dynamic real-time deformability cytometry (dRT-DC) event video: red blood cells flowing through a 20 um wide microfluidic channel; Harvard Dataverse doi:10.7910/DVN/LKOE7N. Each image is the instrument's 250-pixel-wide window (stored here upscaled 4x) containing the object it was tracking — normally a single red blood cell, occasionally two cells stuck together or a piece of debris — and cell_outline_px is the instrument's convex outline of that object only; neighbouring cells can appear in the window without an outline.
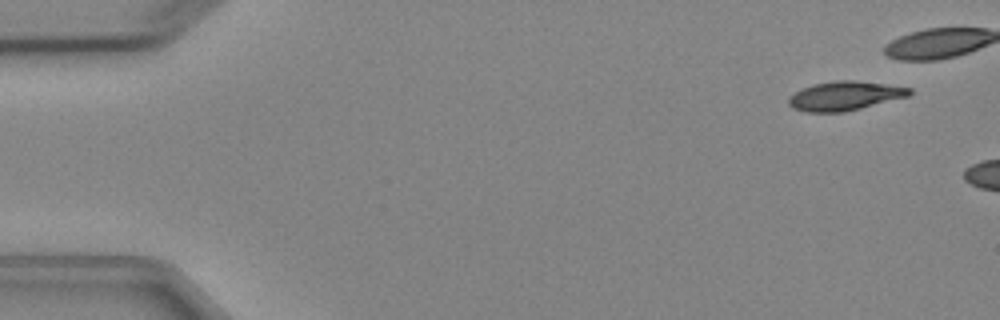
{"species": "Egyptian fruit bat (a non-hibernating species)", "species_latin": "Rousettus aegyptiacus", "temperature_condition": "cold", "stored_images_in_passage": 3, "camera_frame_rate_fps": 3000, "um_per_image_px": 0.085, "animal": {"sex": "female"}, "frame": {"image": 1, "passage_image": 1, "time_ms": 0.0, "image_size_px": [1000, 320], "cell_outline_px": [[912, 92], [908, 96], [844, 112], [804, 112], [792, 108], [788, 104], [788, 96], [812, 84], [836, 80], [856, 80], [912, 88]], "centroid_in_image_um": [71.77, 8.15], "position_along_channel_um": 13.2, "area_um2": 20.4}}